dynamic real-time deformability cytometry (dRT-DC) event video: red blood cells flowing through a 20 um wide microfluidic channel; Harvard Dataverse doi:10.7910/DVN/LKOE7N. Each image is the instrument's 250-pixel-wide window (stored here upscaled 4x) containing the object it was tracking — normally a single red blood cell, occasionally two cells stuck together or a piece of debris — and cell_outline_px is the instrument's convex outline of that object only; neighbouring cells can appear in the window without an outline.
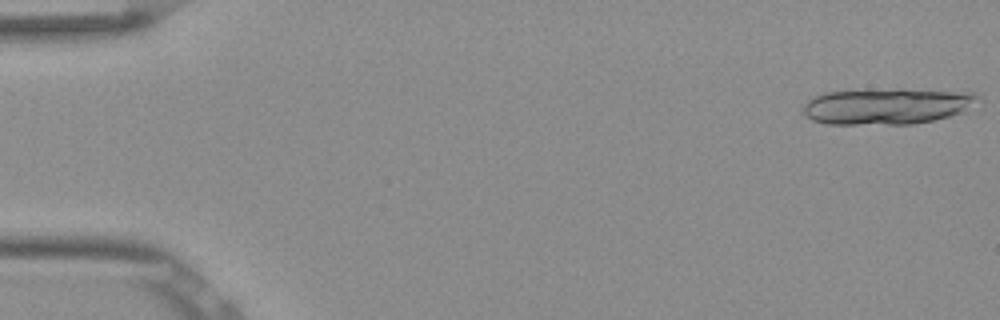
{"species": "Egyptian fruit bat (a non-hibernating species)", "species_latin": "Rousettus aegyptiacus", "temperature_condition": "room temperature", "stored_images_in_passage": 18, "camera_frame_rate_fps": 3000, "um_per_image_px": 0.085, "frame": {"image": 1, "passage_image": 1, "time_ms": 0.0, "image_size_px": [1000, 320], "cell_outline_px": [[980, 96], [964, 112], [932, 120], [912, 124], [828, 124], [812, 120], [804, 116], [804, 104], [808, 100], [824, 92], [900, 88], [904, 88], [976, 92]], "centroid_in_image_um": [75.4, 9.01], "position_along_channel_um": 9.6, "area_um2": 37.11}}